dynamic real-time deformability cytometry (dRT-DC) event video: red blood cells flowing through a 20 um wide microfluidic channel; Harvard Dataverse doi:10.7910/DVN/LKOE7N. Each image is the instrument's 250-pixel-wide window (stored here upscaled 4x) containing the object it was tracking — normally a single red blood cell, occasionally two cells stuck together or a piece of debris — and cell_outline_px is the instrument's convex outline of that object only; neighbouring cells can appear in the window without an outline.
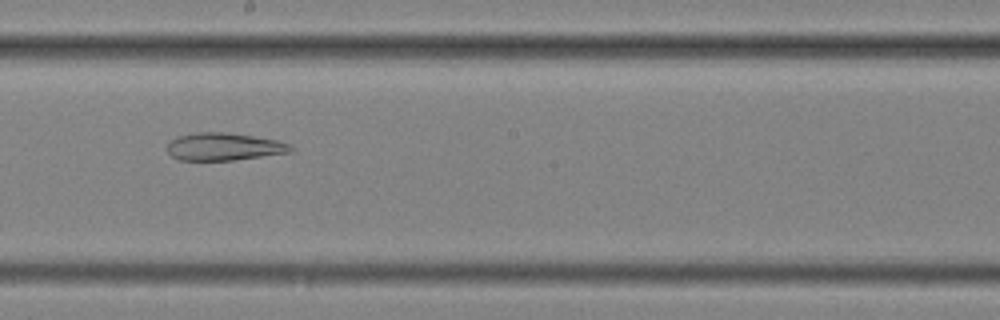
{"species": "common noctule bat (a hibernating species)", "species_latin": "Nyctalus noctula", "temperature_condition": "cold", "stored_images_in_passage": 44, "segment_of_instrument_passage": [2, 2], "camera_frame_rate_fps": 3000, "um_per_image_px": 0.085, "animal": {"sex": "female", "body_mass_g": 25.1}, "frame": {"image": 1, "passage_image": 21, "time_ms": 6.667, "image_size_px": [1000, 320], "cell_outline_px": [[296, 148], [292, 152], [232, 160], [180, 160], [172, 156], [168, 152], [168, 144], [176, 136], [196, 132], [228, 132], [276, 140], [288, 144]], "centroid_in_image_um": [19.04, 12.46], "position_along_channel_um": 229.2, "area_um2": 19.77}}
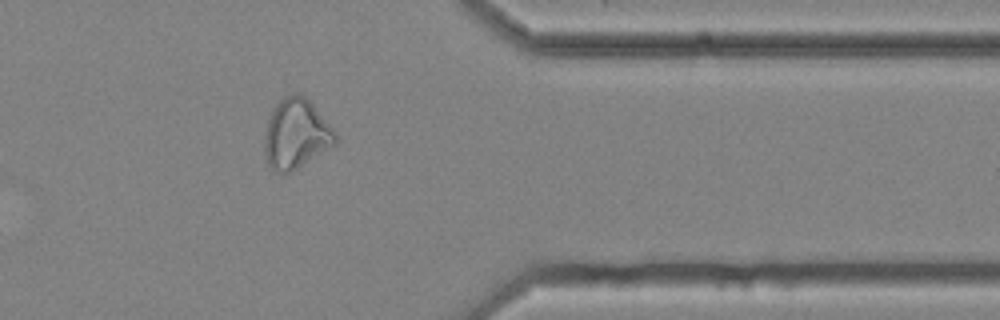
{"frame": {"image": 2, "passage_image": 35, "time_ms": 11.333, "image_size_px": [1000, 320], "cell_outline_px": [[336, 144], [292, 172], [284, 176], [276, 172], [268, 164], [264, 152], [264, 136], [268, 120], [272, 108], [284, 96], [292, 92], [300, 92], [312, 104], [336, 132]], "centroid_in_image_um": [25.14, 11.4], "position_along_channel_um": 386.3, "area_um2": 29.07}}
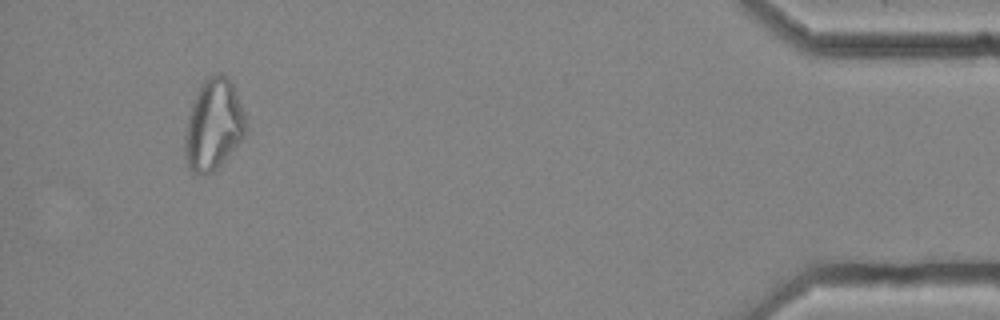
{"frame": {"image": 3, "passage_image": 42, "time_ms": 13.667, "image_size_px": [1000, 320], "cell_outline_px": [[244, 136], [224, 160], [212, 172], [204, 176], [200, 176], [192, 172], [184, 156], [184, 136], [188, 116], [196, 92], [204, 80], [208, 76], [216, 72], [224, 72], [236, 88], [244, 116]], "centroid_in_image_um": [18.11, 10.58], "position_along_channel_um": 417.1, "area_um2": 32.31}}